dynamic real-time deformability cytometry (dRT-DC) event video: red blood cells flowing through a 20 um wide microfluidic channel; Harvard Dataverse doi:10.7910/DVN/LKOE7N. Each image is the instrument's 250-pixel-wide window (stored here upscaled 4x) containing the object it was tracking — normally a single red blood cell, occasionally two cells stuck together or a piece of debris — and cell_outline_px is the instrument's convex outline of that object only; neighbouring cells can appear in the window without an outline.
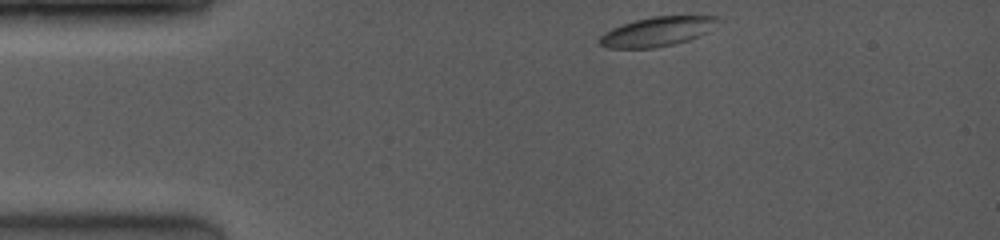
{"species": "common noctule bat (a hibernating species)", "species_latin": "Nyctalus noctula", "temperature_condition": "room temperature", "stored_images_in_passage": 49, "camera_frame_rate_fps": 4000, "um_per_image_px": 0.085, "animal": {"sex": "female", "body_mass_g": 19.0, "forearm_length_mm": 53.3}, "frame": {"image": 1, "passage_image": 1, "time_ms": 0.0, "image_size_px": [1000, 240], "cell_outline_px": [[724, 20], [708, 32], [688, 40], [656, 48], [608, 48], [600, 44], [596, 40], [604, 32], [612, 28], [636, 20], [652, 16], [720, 16]], "centroid_in_image_um": [55.91, 2.68], "position_along_channel_um": 29.1, "area_um2": 20.46}}
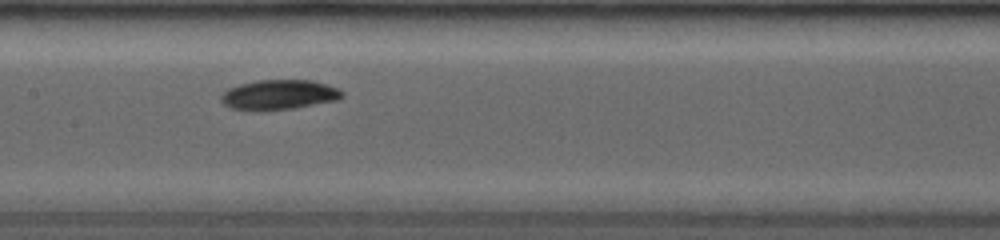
{"frame": {"image": 2, "passage_image": 22, "time_ms": 5.25, "image_size_px": [1000, 240], "cell_outline_px": [[344, 96], [340, 100], [296, 108], [260, 112], [228, 108], [220, 100], [220, 96], [228, 88], [260, 80], [308, 80], [324, 84], [336, 88], [344, 92]], "centroid_in_image_um": [23.71, 8.09], "position_along_channel_um": 183.7, "area_um2": 21.33}}
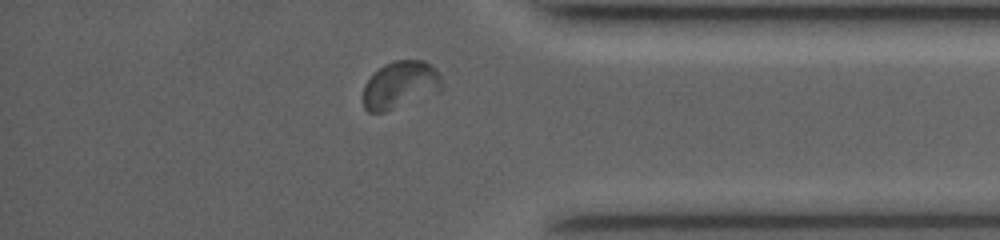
{"frame": {"image": 3, "passage_image": 44, "time_ms": 10.75, "image_size_px": [1000, 240], "cell_outline_px": [[440, 92], [384, 112], [368, 112], [364, 108], [364, 84], [384, 64], [396, 60], [424, 60], [436, 68], [440, 76]], "centroid_in_image_um": [34.03, 7.21], "position_along_channel_um": 401.2, "area_um2": 21.56}, "authors_computed_cell_mechanics": {"area_um2": 20.519, "velocity_mm_per_s": 4.0242, "shape_relaxation_time_tau1_ms": 3.3326, "shape_relaxation_time_tau2_ms": 5.4617, "deformation_change_tau1": 0.0839, "deformation_change_tau2": 0.0654}}